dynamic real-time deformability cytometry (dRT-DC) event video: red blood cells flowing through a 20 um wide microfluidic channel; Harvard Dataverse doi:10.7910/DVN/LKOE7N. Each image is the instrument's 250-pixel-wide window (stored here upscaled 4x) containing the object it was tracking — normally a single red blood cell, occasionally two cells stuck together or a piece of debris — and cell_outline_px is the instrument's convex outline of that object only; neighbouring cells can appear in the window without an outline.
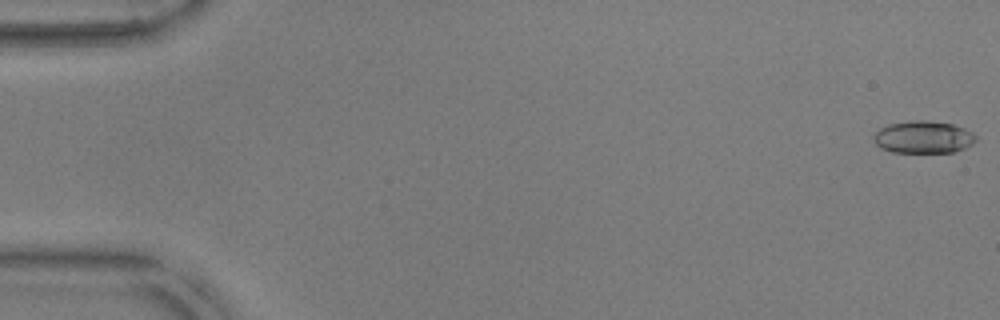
{"species": "common noctule bat (a hibernating species)", "species_latin": "Nyctalus noctula", "temperature_condition": "warm", "stored_images_in_passage": 53, "camera_frame_rate_fps": 3000, "um_per_image_px": 0.085, "animal": {"sex": "male", "body_mass_g": 17.9, "forearm_length_mm": 54.2}, "frame": {"image": 1, "passage_image": 1, "time_ms": 0.0, "image_size_px": [1000, 320], "cell_outline_px": [[976, 140], [972, 144], [964, 148], [952, 152], [892, 152], [880, 148], [876, 144], [876, 132], [880, 128], [888, 124], [912, 120], [924, 120], [952, 124], [964, 128], [972, 132], [976, 136]], "centroid_in_image_um": [78.5, 11.65], "position_along_channel_um": 6.5, "area_um2": 19.07}}
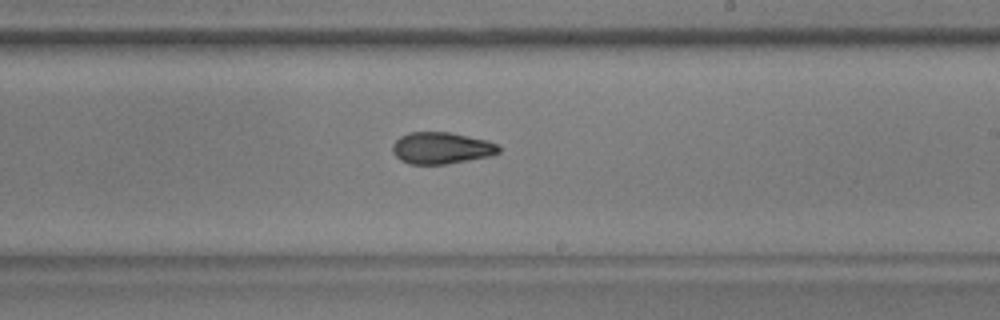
{"frame": {"image": 2, "passage_image": 32, "time_ms": 10.333, "image_size_px": [1000, 320], "cell_outline_px": [[500, 152], [492, 156], [448, 164], [408, 164], [400, 160], [392, 152], [392, 144], [400, 136], [408, 132], [448, 132], [488, 140], [496, 144], [500, 148]], "centroid_in_image_um": [37.51, 12.59], "position_along_channel_um": 251.5, "area_um2": 19.83}}
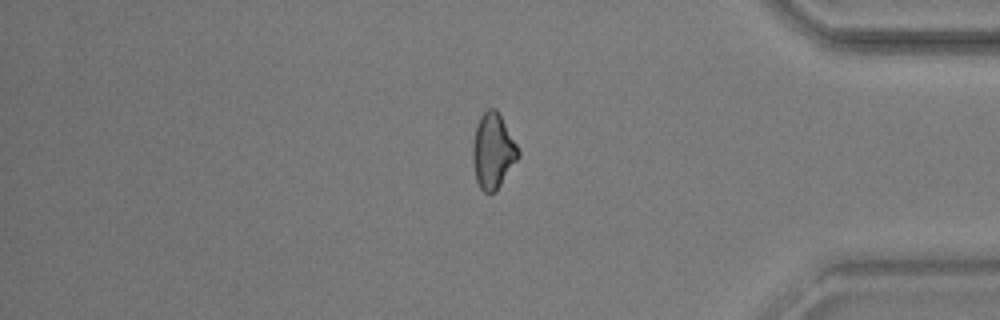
{"frame": {"image": 3, "passage_image": 45, "time_ms": 14.667, "image_size_px": [1000, 320], "cell_outline_px": [[520, 156], [496, 192], [484, 192], [480, 188], [476, 180], [472, 160], [472, 144], [476, 128], [480, 116], [488, 108], [496, 108], [516, 144], [520, 152]], "centroid_in_image_um": [41.89, 12.86], "position_along_channel_um": 393.3, "area_um2": 19.88}, "authors_computed_cell_mechanics": {"area_um2": 19.7098, "velocity_mm_per_s": 3.8274, "shape_relaxation_time_tau1_ms": null, "shape_relaxation_time_tau2_ms": 2.5062, "deformation_change_tau1": null, "deformation_change_tau2": 0.079}}